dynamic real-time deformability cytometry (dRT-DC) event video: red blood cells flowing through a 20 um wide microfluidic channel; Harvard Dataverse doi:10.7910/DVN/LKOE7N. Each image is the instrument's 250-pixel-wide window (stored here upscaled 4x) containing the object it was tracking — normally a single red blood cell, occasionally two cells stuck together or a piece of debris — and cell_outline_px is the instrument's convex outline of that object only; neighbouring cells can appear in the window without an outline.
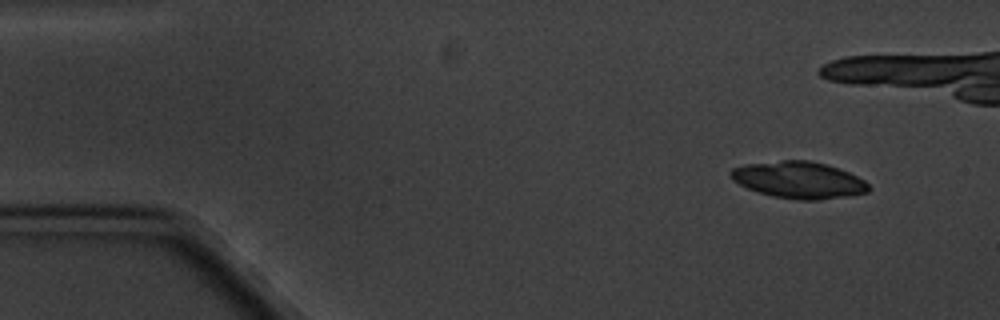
{"species": "common noctule bat (a hibernating species)", "species_latin": "Nyctalus noctula", "temperature_condition": "cold", "stored_images_in_passage": 5, "camera_frame_rate_fps": 3000, "um_per_image_px": 0.085, "animal": {"sex": "male", "body_mass_g": 20.1, "forearm_length_mm": 53.5}, "frame": {"image": 1, "passage_image": 1, "time_ms": 0.0, "image_size_px": [1000, 320], "cell_outline_px": [[868, 192], [848, 196], [820, 200], [796, 200], [772, 196], [756, 192], [732, 180], [728, 172], [732, 168], [744, 164], [784, 160], [808, 160], [828, 164], [848, 172], [864, 180], [868, 184]], "centroid_in_image_um": [67.86, 15.3], "position_along_channel_um": 17.1, "area_um2": 29.71}}